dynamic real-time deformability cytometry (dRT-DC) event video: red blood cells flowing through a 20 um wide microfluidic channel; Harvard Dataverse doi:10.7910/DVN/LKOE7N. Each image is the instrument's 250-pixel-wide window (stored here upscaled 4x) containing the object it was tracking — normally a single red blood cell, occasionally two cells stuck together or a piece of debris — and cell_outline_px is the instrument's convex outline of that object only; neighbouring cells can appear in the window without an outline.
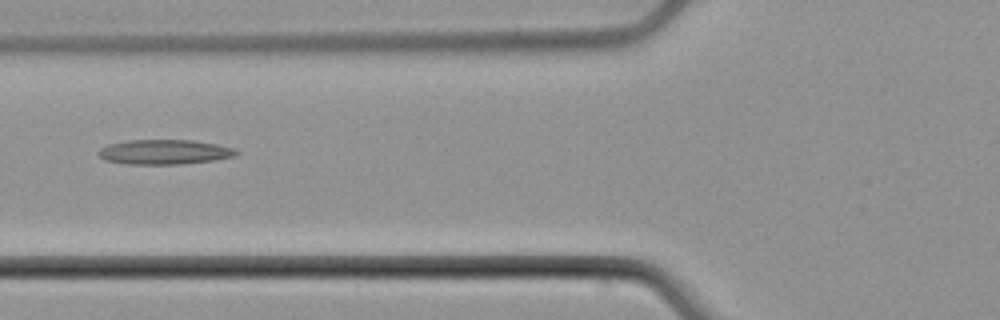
{"species": "common noctule bat (a hibernating species)", "species_latin": "Nyctalus noctula", "temperature_condition": "cold", "stored_images_in_passage": 5, "camera_frame_rate_fps": 3000, "um_per_image_px": 0.085, "animal": {"sex": "male", "body_mass_g": 21.5, "forearm_length_mm": 52.0}, "frame": {"image": 1, "passage_image": 5, "time_ms": 6.0, "image_size_px": [1000, 320], "cell_outline_px": [[240, 152], [236, 156], [216, 160], [180, 164], [128, 164], [104, 160], [96, 152], [100, 148], [108, 144], [128, 140], [192, 140], [216, 144], [236, 148]], "centroid_in_image_um": [14.0, 12.92], "position_along_channel_um": 111.8, "area_um2": 20.06}}